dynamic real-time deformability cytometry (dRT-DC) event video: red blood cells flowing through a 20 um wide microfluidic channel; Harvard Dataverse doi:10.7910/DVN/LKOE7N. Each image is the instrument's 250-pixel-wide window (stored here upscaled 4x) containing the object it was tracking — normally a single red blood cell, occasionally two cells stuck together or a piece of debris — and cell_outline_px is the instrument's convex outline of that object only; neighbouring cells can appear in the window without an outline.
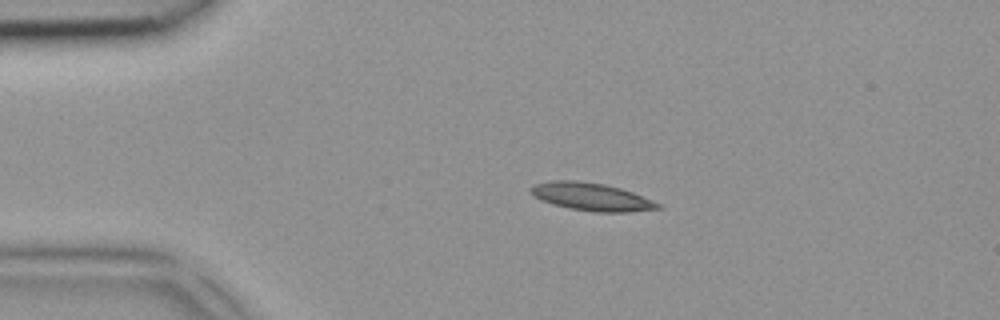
{"species": "common noctule bat (a hibernating species)", "species_latin": "Nyctalus noctula", "temperature_condition": "room temperature", "stored_images_in_passage": 2, "camera_frame_rate_fps": 3000, "um_per_image_px": 0.085, "animal": {"sex": "female", "body_mass_g": 18.4}, "frame": {"image": 1, "passage_image": 1, "time_ms": 0.0, "image_size_px": [1000, 320], "cell_outline_px": [[664, 208], [628, 212], [596, 212], [572, 208], [556, 204], [544, 200], [536, 196], [528, 188], [532, 184], [548, 180], [576, 180], [604, 184], [620, 188], [632, 192], [652, 200], [660, 204]], "centroid_in_image_um": [50.29, 16.71], "position_along_channel_um": 34.7, "area_um2": 20.35}}